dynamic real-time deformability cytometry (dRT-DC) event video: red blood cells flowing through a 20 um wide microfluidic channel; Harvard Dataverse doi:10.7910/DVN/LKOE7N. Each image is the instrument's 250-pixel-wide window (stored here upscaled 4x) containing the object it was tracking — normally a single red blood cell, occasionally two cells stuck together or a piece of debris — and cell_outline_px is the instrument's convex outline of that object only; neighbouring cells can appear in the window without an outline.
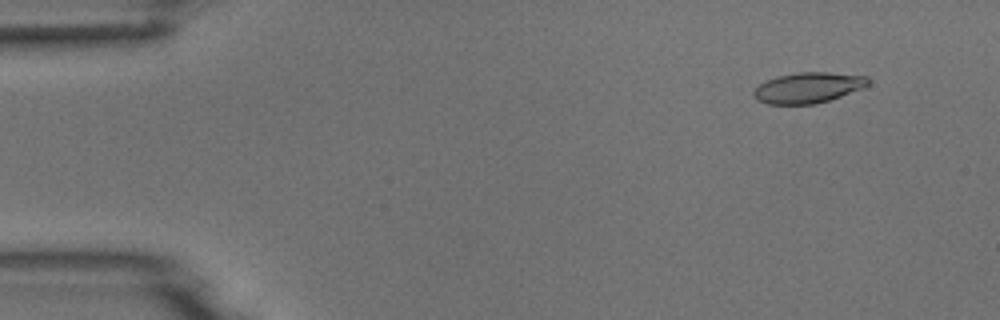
{"species": "common noctule bat (a hibernating species)", "species_latin": "Nyctalus noctula", "temperature_condition": "room temperature", "stored_images_in_passage": 4, "camera_frame_rate_fps": 3000, "um_per_image_px": 0.085, "animal": {"sex": "male", "body_mass_g": 18.8}, "frame": {"image": 1, "passage_image": 2, "time_ms": 1.0, "image_size_px": [1000, 320], "cell_outline_px": [[868, 84], [864, 88], [816, 104], [768, 104], [756, 100], [752, 96], [752, 92], [760, 84], [776, 76], [796, 72], [828, 72], [868, 76]], "centroid_in_image_um": [68.67, 7.45], "position_along_channel_um": 16.3, "area_um2": 20.46}}